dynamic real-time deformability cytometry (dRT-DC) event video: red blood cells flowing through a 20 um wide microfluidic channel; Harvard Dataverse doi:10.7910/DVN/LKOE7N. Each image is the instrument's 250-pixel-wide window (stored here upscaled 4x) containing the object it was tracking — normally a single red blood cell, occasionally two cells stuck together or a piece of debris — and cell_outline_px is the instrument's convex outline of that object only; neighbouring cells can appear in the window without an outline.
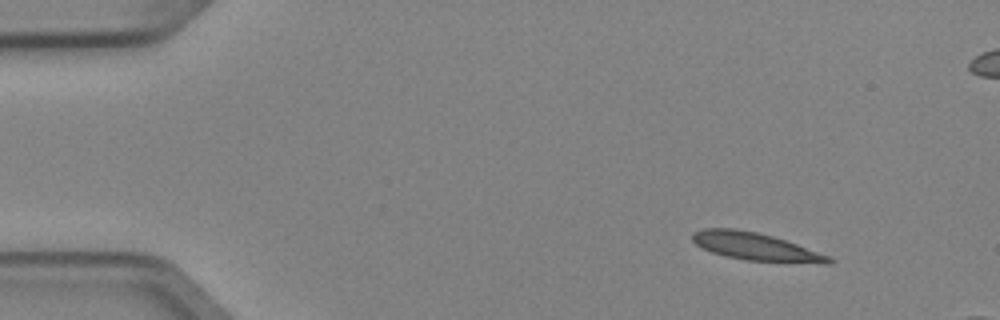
{"species": "Egyptian fruit bat (a non-hibernating species)", "species_latin": "Rousettus aegyptiacus", "temperature_condition": "cold", "stored_images_in_passage": 7, "camera_frame_rate_fps": 3000, "um_per_image_px": 0.085, "animal": {"sex": "female"}, "frame": {"image": 1, "passage_image": 1, "time_ms": 0.0, "image_size_px": [1000, 320], "cell_outline_px": [[836, 260], [832, 264], [824, 264], [748, 260], [728, 256], [712, 252], [696, 244], [692, 240], [692, 232], [704, 228], [736, 228], [756, 232], [772, 236], [832, 256]], "centroid_in_image_um": [64.29, 20.96], "position_along_channel_um": 20.7, "area_um2": 21.96}}
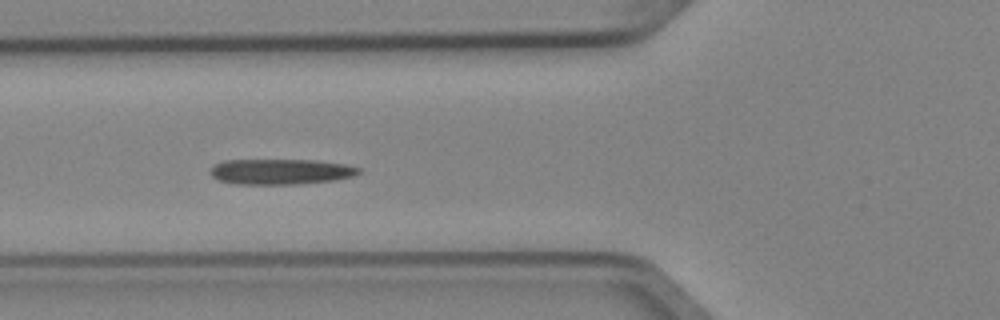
{"frame": {"image": 2, "passage_image": 4, "time_ms": 1.0, "image_size_px": [1000, 320], "cell_outline_px": [[360, 172], [352, 176], [336, 180], [296, 184], [236, 184], [220, 180], [212, 176], [208, 172], [212, 164], [224, 160], [316, 160], [344, 164], [360, 168]], "centroid_in_image_um": [23.81, 14.58], "position_along_channel_um": 102.0, "area_um2": 22.14}}
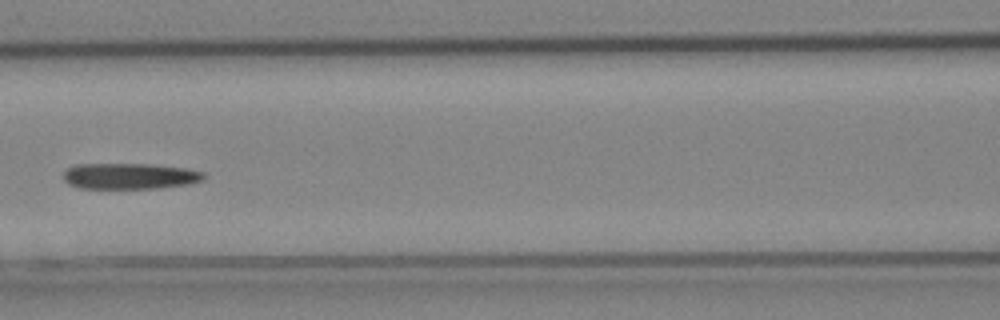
{"frame": {"image": 3, "passage_image": 5, "time_ms": 1.333, "image_size_px": [1000, 320], "cell_outline_px": [[208, 176], [204, 180], [192, 184], [160, 188], [80, 188], [68, 184], [64, 180], [64, 172], [68, 168], [76, 164], [152, 164], [188, 168], [204, 172]], "centroid_in_image_um": [11.11, 14.97], "position_along_channel_um": 155.5, "area_um2": 21.56}}